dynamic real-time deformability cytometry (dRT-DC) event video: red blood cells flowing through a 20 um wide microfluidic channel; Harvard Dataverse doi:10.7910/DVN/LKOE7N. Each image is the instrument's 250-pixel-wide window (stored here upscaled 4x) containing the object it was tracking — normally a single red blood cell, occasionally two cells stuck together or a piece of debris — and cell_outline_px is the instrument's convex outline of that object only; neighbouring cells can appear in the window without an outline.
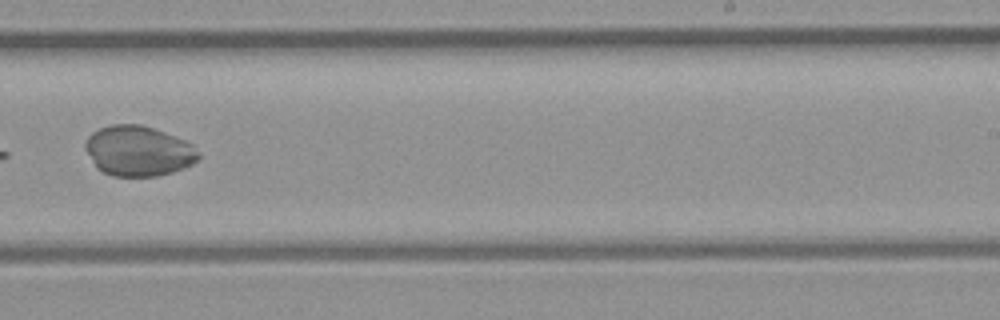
{"species": "common noctule bat (a hibernating species)", "species_latin": "Nyctalus noctula", "temperature_condition": "room temperature", "stored_images_in_passage": 7, "camera_frame_rate_fps": 3000, "um_per_image_px": 0.085, "animal": {"sex": "female", "body_mass_g": 21.9}, "frame": {"image": 1, "passage_image": 6, "time_ms": 6.667, "image_size_px": [1000, 320], "cell_outline_px": [[200, 156], [192, 164], [184, 168], [172, 172], [156, 176], [112, 176], [96, 168], [84, 148], [84, 144], [88, 136], [92, 132], [100, 128], [112, 124], [140, 124], [164, 132], [196, 144], [200, 152]], "centroid_in_image_um": [11.78, 12.83], "position_along_channel_um": 277.2, "area_um2": 33.41}}
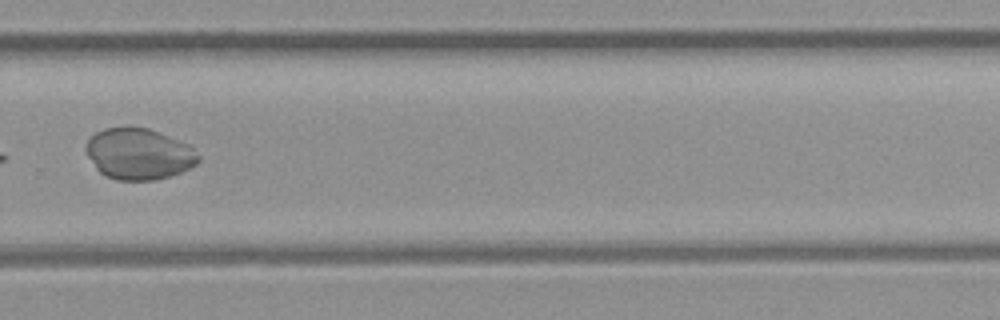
{"frame": {"image": 2, "passage_image": 7, "time_ms": 7.667, "image_size_px": [1000, 320], "cell_outline_px": [[200, 160], [192, 168], [168, 176], [152, 180], [116, 180], [104, 176], [96, 168], [88, 156], [84, 148], [84, 144], [96, 132], [104, 128], [148, 128], [188, 144], [200, 156]], "centroid_in_image_um": [11.79, 13.1], "position_along_channel_um": 318.0, "area_um2": 33.35}}